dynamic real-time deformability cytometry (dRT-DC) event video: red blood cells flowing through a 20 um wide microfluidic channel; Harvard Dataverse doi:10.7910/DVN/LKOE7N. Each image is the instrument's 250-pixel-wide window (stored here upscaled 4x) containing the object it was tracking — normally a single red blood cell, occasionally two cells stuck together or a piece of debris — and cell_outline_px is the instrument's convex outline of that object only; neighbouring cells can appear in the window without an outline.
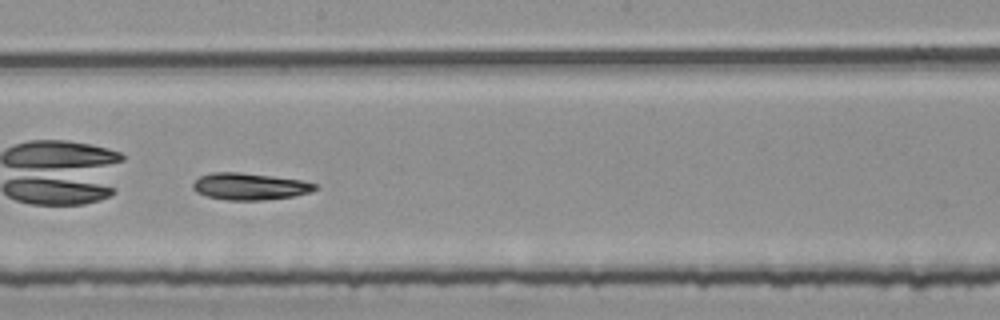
{"species": "common noctule bat (a hibernating species)", "species_latin": "Nyctalus noctula", "temperature_condition": "room temperature", "stored_images_in_passage": 50, "camera_frame_rate_fps": 3000, "um_per_image_px": 0.085, "animal": {"sex": "female", "body_mass_g": 25.1}, "frame": {"image": 1, "passage_image": 29, "time_ms": 9.333, "image_size_px": [1000, 320], "cell_outline_px": [[316, 188], [312, 192], [292, 196], [264, 200], [228, 200], [204, 196], [196, 192], [192, 188], [192, 184], [200, 176], [212, 172], [240, 172], [304, 180], [316, 184]], "centroid_in_image_um": [21.21, 15.84], "position_along_channel_um": 227.0, "area_um2": 19.19}}
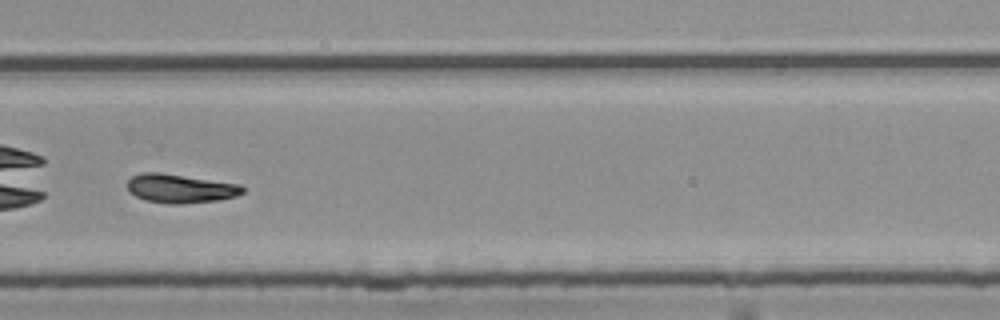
{"frame": {"image": 2, "passage_image": 36, "time_ms": 11.667, "image_size_px": [1000, 320], "cell_outline_px": [[244, 192], [236, 196], [220, 200], [184, 204], [168, 204], [144, 200], [128, 192], [128, 180], [132, 176], [144, 172], [160, 172], [240, 184], [244, 188]], "centroid_in_image_um": [15.32, 16.03], "position_along_channel_um": 314.5, "area_um2": 19.54}}